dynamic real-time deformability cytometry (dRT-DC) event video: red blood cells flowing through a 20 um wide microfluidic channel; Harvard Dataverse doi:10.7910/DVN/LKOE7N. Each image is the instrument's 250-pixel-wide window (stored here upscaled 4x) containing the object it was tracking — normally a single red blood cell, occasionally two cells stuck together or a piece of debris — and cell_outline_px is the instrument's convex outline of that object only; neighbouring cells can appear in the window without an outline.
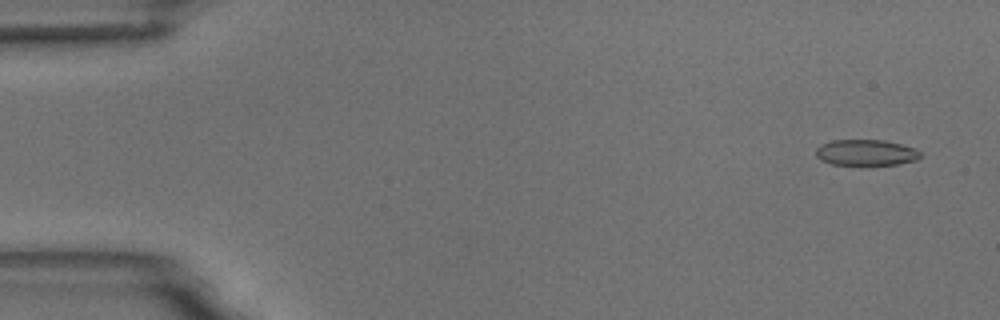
{"species": "common noctule bat (a hibernating species)", "species_latin": "Nyctalus noctula", "temperature_condition": "room temperature", "stored_images_in_passage": 9, "camera_frame_rate_fps": 3000, "um_per_image_px": 0.085, "animal": {"sex": "male", "body_mass_g": 18.8}, "frame": {"image": 1, "passage_image": 3, "time_ms": 0.667, "image_size_px": [1000, 320], "cell_outline_px": [[920, 156], [916, 160], [896, 164], [868, 168], [832, 164], [820, 160], [816, 156], [816, 148], [820, 144], [832, 140], [884, 140], [916, 148], [920, 152]], "centroid_in_image_um": [73.58, 13.01], "position_along_channel_um": 11.4, "area_um2": 16.59}}